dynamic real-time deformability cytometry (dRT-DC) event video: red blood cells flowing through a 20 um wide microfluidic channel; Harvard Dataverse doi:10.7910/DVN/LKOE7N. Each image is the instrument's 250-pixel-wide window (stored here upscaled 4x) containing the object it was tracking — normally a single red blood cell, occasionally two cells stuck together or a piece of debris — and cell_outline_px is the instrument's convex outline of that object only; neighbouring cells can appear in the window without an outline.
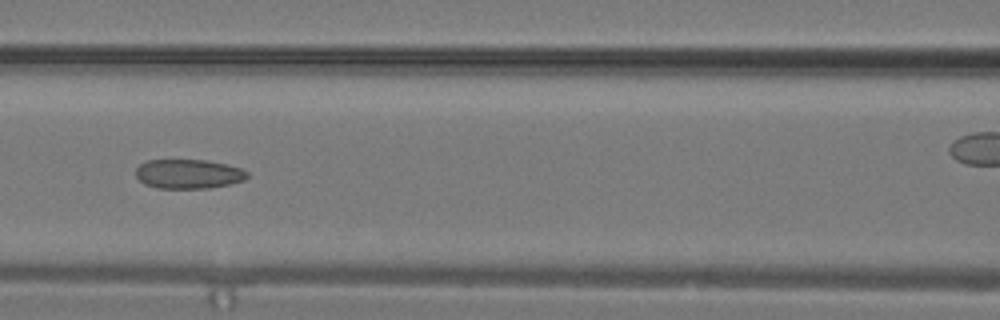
{"species": "common noctule bat (a hibernating species)", "species_latin": "Nyctalus noctula", "temperature_condition": "warm", "stored_images_in_passage": 20, "camera_frame_rate_fps": 3000, "um_per_image_px": 0.085, "animal": {"sex": "male", "body_mass_g": 19.2, "forearm_length_mm": 51.8}, "frame": {"image": 1, "passage_image": 6, "time_ms": 1.667, "image_size_px": [1000, 320], "cell_outline_px": [[248, 176], [244, 180], [228, 184], [208, 188], [156, 188], [144, 184], [136, 176], [136, 168], [140, 164], [148, 160], [204, 160], [224, 164], [240, 168], [248, 172]], "centroid_in_image_um": [15.99, 14.79], "position_along_channel_um": 150.6, "area_um2": 18.9}}
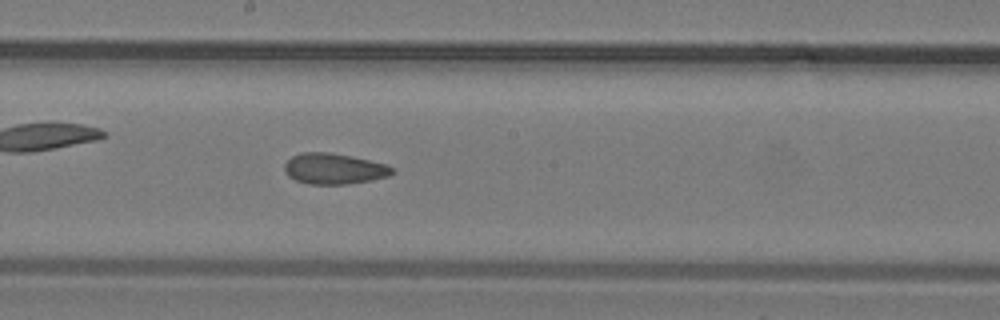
{"frame": {"image": 2, "passage_image": 9, "time_ms": 2.667, "image_size_px": [1000, 320], "cell_outline_px": [[396, 172], [388, 176], [372, 180], [348, 184], [308, 184], [296, 180], [288, 176], [284, 172], [284, 164], [292, 156], [304, 152], [328, 152], [352, 156], [388, 164], [396, 168]], "centroid_in_image_um": [28.43, 14.34], "position_along_channel_um": 219.8, "area_um2": 19.59}}
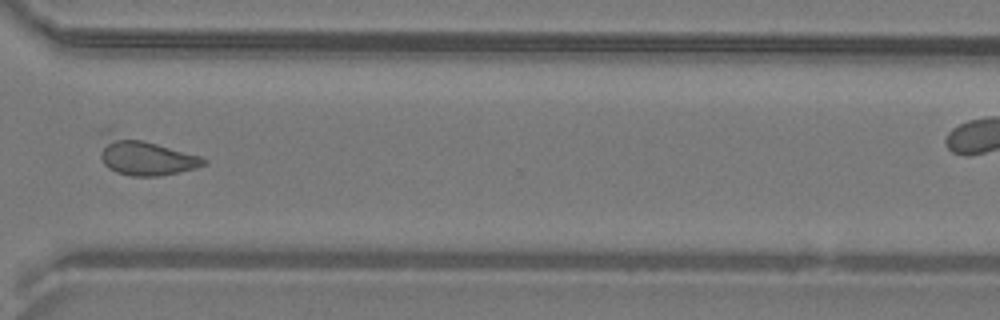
{"frame": {"image": 3, "passage_image": 15, "time_ms": 4.667, "image_size_px": [1000, 320], "cell_outline_px": [[208, 164], [196, 168], [160, 176], [132, 176], [116, 172], [108, 168], [104, 164], [100, 156], [100, 132], [104, 128], [108, 128], [200, 156], [208, 160]], "centroid_in_image_um": [12.21, 13.25], "position_along_channel_um": 358.4, "area_um2": 23.12}}